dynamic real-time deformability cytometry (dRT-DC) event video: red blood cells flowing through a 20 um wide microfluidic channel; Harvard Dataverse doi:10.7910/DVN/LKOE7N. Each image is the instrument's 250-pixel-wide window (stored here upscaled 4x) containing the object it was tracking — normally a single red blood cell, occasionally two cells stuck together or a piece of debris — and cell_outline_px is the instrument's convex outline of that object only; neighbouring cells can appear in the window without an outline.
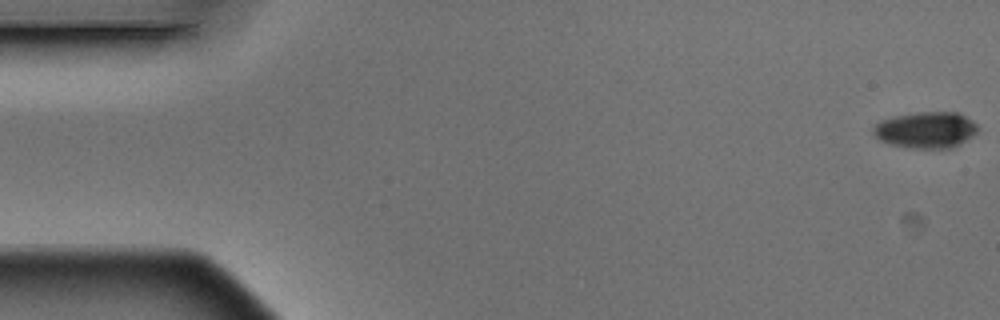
{"species": "Egyptian fruit bat (a non-hibernating species)", "species_latin": "Rousettus aegyptiacus", "temperature_condition": "warm", "stored_images_in_passage": 5, "camera_frame_rate_fps": 3000, "um_per_image_px": 0.085, "animal": {"sex": "male"}, "frame": {"image": 1, "passage_image": 1, "time_ms": 0.0, "image_size_px": [1000, 320], "cell_outline_px": [[976, 132], [972, 136], [948, 148], [912, 148], [892, 144], [880, 140], [872, 132], [872, 128], [880, 120], [892, 116], [916, 112], [960, 112], [972, 120], [976, 124]], "centroid_in_image_um": [78.66, 11.02], "position_along_channel_um": 6.3, "area_um2": 21.91}}
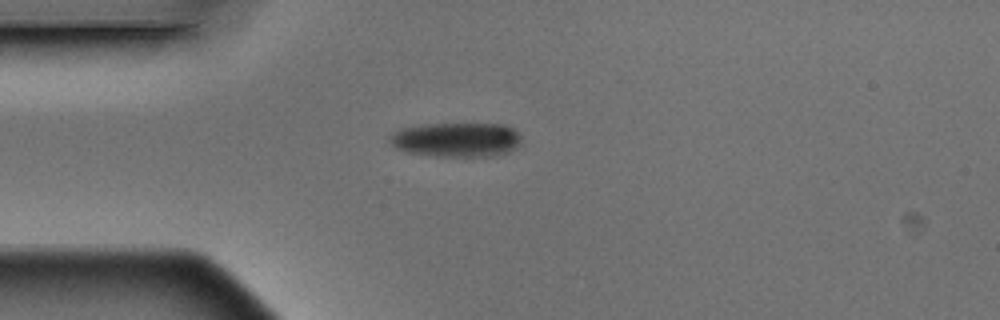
{"frame": {"image": 2, "passage_image": 5, "time_ms": 1.333, "image_size_px": [1000, 320], "cell_outline_px": [[520, 144], [516, 148], [508, 152], [496, 156], [436, 156], [408, 152], [396, 148], [388, 140], [388, 136], [392, 132], [400, 128], [424, 124], [504, 124], [512, 128], [520, 136]], "centroid_in_image_um": [38.77, 11.87], "position_along_channel_um": 46.2, "area_um2": 26.53}}